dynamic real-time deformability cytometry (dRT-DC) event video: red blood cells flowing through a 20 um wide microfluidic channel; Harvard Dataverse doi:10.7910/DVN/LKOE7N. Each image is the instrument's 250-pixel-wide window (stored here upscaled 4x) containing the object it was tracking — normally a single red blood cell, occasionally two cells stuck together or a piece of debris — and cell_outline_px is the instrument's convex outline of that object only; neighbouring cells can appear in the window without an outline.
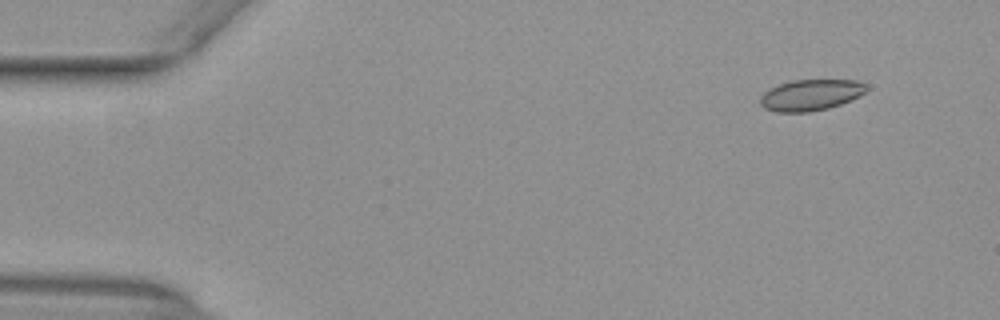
{"species": "common noctule bat (a hibernating species)", "species_latin": "Nyctalus noctula", "temperature_condition": "warm", "stored_images_in_passage": 49, "camera_frame_rate_fps": 3000, "um_per_image_px": 0.085, "animal": {"sex": "female", "body_mass_g": 29.2, "forearm_length_mm": 56.3}, "frame": {"image": 1, "passage_image": 1, "time_ms": 0.0, "image_size_px": [1000, 320], "cell_outline_px": [[868, 88], [860, 96], [852, 100], [828, 108], [808, 112], [776, 112], [764, 108], [760, 104], [760, 96], [768, 88], [792, 80], [856, 80], [864, 84]], "centroid_in_image_um": [68.88, 8.08], "position_along_channel_um": 16.1, "area_um2": 19.31}}
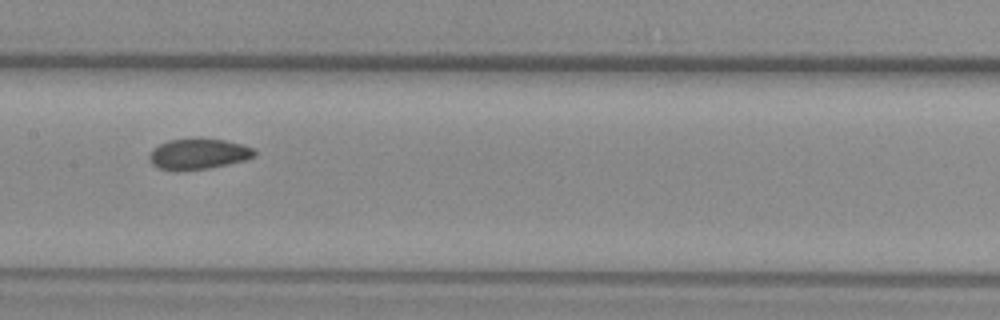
{"frame": {"image": 2, "passage_image": 23, "time_ms": 7.333, "image_size_px": [1000, 320], "cell_outline_px": [[256, 156], [248, 160], [208, 168], [176, 172], [160, 168], [152, 164], [148, 156], [152, 148], [168, 140], [196, 136], [224, 140], [256, 148]], "centroid_in_image_um": [16.87, 13.07], "position_along_channel_um": 190.5, "area_um2": 19.54}}
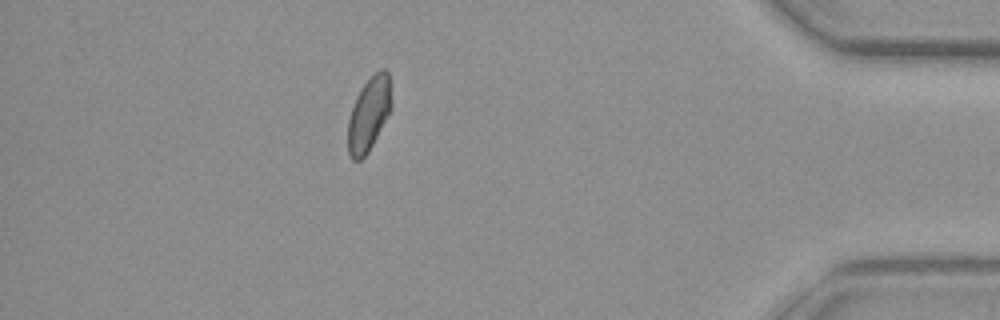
{"frame": {"image": 3, "passage_image": 43, "time_ms": 14.0, "image_size_px": [1000, 320], "cell_outline_px": [[392, 108], [368, 152], [360, 160], [352, 160], [348, 152], [348, 120], [356, 96], [360, 88], [380, 68], [384, 68], [388, 72], [392, 104]], "centroid_in_image_um": [31.35, 9.69], "position_along_channel_um": 403.8, "area_um2": 18.61}, "authors_computed_cell_mechanics": {"area_um2": 19.3052, "velocity_mm_per_s": 3.9133, "shape_relaxation_time_tau1_ms": null, "shape_relaxation_time_tau2_ms": 1.69, "deformation_change_tau1": null, "deformation_change_tau2": 0.0518}}